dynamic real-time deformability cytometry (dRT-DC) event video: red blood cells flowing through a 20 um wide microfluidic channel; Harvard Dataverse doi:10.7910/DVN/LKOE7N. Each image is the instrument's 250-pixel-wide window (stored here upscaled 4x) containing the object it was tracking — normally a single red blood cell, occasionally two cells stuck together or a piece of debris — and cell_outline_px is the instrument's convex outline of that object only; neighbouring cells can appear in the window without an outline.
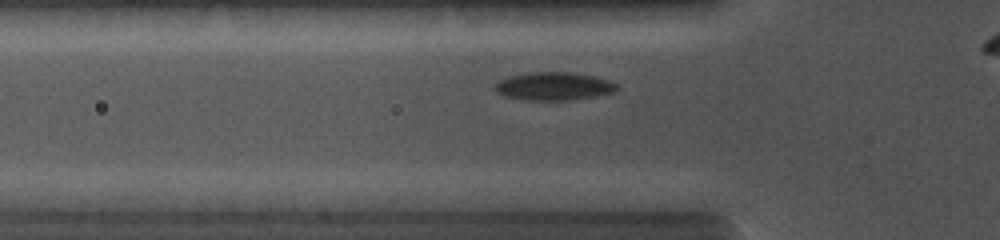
{"species": "common noctule bat (a hibernating species)", "species_latin": "Nyctalus noctula", "temperature_condition": "cold", "stored_images_in_passage": 23, "camera_frame_rate_fps": 5000, "um_per_image_px": 0.085, "animal": {"sex": "female", "body_mass_g": 19.0, "forearm_length_mm": 56.7}, "frame": {"image": 1, "passage_image": 5, "time_ms": 1.6, "image_size_px": [1000, 240], "cell_outline_px": [[616, 88], [612, 92], [568, 100], [528, 100], [508, 96], [496, 92], [496, 84], [500, 80], [512, 76], [528, 72], [568, 72], [592, 76], [608, 80], [616, 84]], "centroid_in_image_um": [47.04, 7.32], "position_along_channel_um": 78.8, "area_um2": 19.25}}
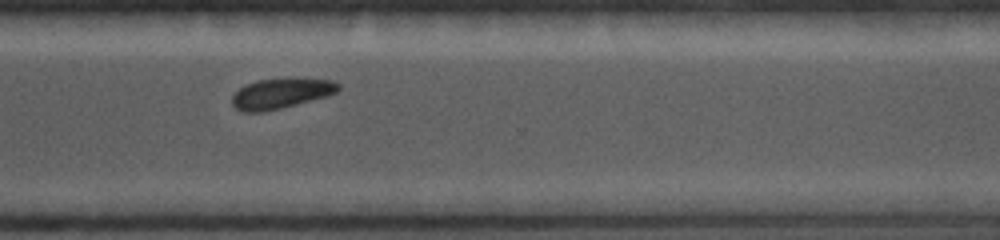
{"frame": {"image": 2, "passage_image": 18, "time_ms": 7.6, "image_size_px": [1000, 240], "cell_outline_px": [[340, 88], [336, 92], [328, 96], [264, 112], [244, 112], [236, 108], [232, 104], [232, 96], [240, 88], [256, 80], [292, 76], [336, 80], [340, 84]], "centroid_in_image_um": [23.95, 7.89], "position_along_channel_um": 346.7, "area_um2": 19.25}}
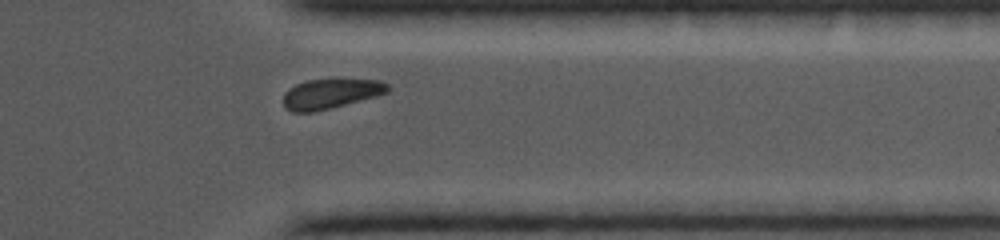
{"frame": {"image": 3, "passage_image": 20, "time_ms": 8.4, "image_size_px": [1000, 240], "cell_outline_px": [[388, 92], [376, 96], [312, 112], [292, 112], [284, 108], [284, 92], [288, 88], [296, 84], [308, 80], [340, 76], [380, 80], [388, 84]], "centroid_in_image_um": [28.12, 7.9], "position_along_channel_um": 383.3, "area_um2": 18.79}}